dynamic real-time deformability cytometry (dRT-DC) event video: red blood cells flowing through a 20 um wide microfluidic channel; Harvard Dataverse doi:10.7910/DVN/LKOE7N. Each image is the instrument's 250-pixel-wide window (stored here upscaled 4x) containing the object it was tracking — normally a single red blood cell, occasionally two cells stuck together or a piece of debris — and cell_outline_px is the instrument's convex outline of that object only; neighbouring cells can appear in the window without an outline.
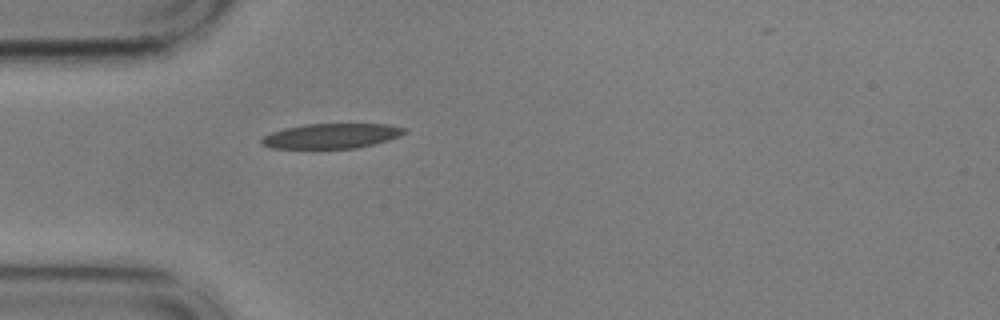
{"species": "common noctule bat (a hibernating species)", "species_latin": "Nyctalus noctula", "temperature_condition": "cold", "stored_images_in_passage": 3, "camera_frame_rate_fps": 3000, "um_per_image_px": 0.085, "animal": {"sex": "male", "body_mass_g": 17.9, "forearm_length_mm": 54.2}, "frame": {"image": 1, "passage_image": 1, "time_ms": 0.0, "image_size_px": [1000, 320], "cell_outline_px": [[404, 132], [396, 136], [372, 144], [352, 148], [276, 148], [264, 144], [260, 140], [264, 136], [288, 128], [308, 124], [384, 124], [404, 128]], "centroid_in_image_um": [28.15, 11.55], "position_along_channel_um": 56.8, "area_um2": 19.77}}